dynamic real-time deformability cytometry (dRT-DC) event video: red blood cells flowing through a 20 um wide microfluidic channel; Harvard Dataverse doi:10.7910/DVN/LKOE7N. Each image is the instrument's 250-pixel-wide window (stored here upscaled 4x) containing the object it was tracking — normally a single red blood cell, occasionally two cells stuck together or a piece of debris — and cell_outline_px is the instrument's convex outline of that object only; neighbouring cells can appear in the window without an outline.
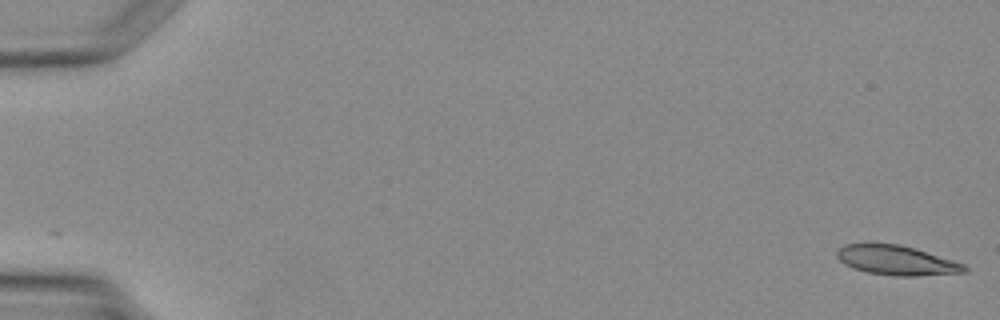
{"species": "Egyptian fruit bat (a non-hibernating species)", "species_latin": "Rousettus aegyptiacus", "temperature_condition": "warm", "stored_images_in_passage": 6, "camera_frame_rate_fps": 3000, "um_per_image_px": 0.085, "animal": {"sex": "female"}, "frame": {"image": 1, "passage_image": 1, "time_ms": 0.0, "image_size_px": [1000, 320], "cell_outline_px": [[968, 272], [916, 276], [896, 276], [868, 272], [844, 264], [836, 256], [836, 252], [844, 244], [900, 244], [916, 248], [964, 264], [968, 268]], "centroid_in_image_um": [76.24, 22.13], "position_along_channel_um": 8.8, "area_um2": 21.79}}
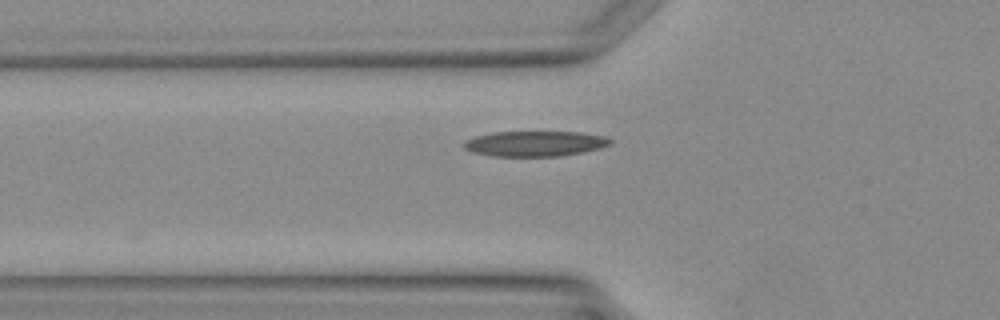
{"frame": {"image": 2, "passage_image": 6, "time_ms": 7.0, "image_size_px": [1000, 320], "cell_outline_px": [[612, 144], [600, 148], [560, 156], [492, 156], [472, 152], [464, 148], [464, 140], [476, 136], [492, 132], [580, 132], [608, 136], [612, 140]], "centroid_in_image_um": [45.49, 12.2], "position_along_channel_um": 80.3, "area_um2": 21.68}}